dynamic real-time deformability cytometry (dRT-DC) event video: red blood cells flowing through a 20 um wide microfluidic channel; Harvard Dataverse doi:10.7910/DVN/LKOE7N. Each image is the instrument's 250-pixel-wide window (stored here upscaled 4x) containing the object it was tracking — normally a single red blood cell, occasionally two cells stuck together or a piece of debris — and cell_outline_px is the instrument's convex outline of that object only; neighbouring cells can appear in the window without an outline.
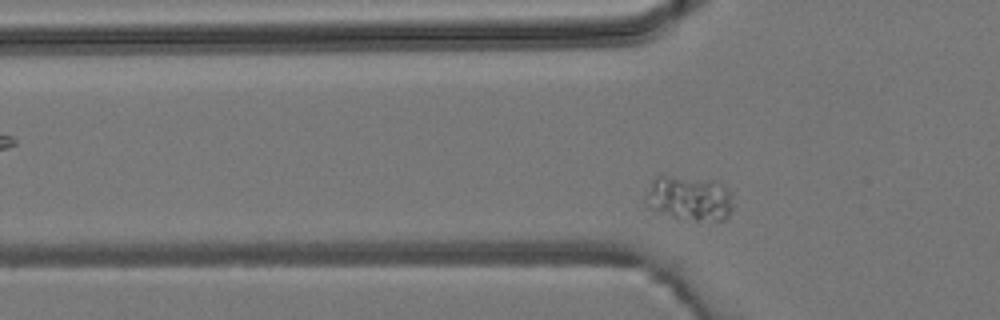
{"species": "common noctule bat (a hibernating species)", "species_latin": "Nyctalus noctula", "temperature_condition": "room temperature", "stored_images_in_passage": 4, "camera_frame_rate_fps": 3000, "um_per_image_px": 0.085, "animal": {"sex": "male", "body_mass_g": 19.2, "forearm_length_mm": 51.8}, "frame": {"image": 1, "passage_image": 4, "time_ms": 3.667, "image_size_px": [1000, 320], "cell_outline_px": [[732, 208], [728, 216], [724, 220], [676, 220], [644, 208], [644, 192], [652, 176], [668, 176], [716, 180], [732, 196]], "centroid_in_image_um": [58.45, 16.88], "position_along_channel_um": 67.3, "area_um2": 23.76}}